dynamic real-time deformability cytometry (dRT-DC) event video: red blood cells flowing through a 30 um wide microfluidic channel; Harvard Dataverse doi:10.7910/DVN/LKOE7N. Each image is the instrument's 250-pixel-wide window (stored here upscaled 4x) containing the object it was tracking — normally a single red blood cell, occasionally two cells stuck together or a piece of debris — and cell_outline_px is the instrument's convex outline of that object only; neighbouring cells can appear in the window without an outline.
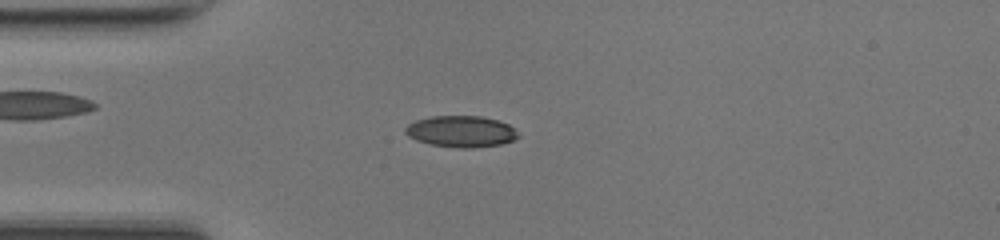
{"species": "common noctule bat (a hibernating species)", "species_latin": "Nyctalus noctula", "temperature_condition": "room temperature", "stored_images_in_passage": 43, "camera_frame_rate_fps": 3000, "um_per_image_px": 0.085, "animal": {"sex": "female", "body_mass_g": 17.0, "forearm_length_mm": 48.0}, "frame": {"image": 1, "passage_image": 7, "time_ms": 2.0, "image_size_px": [1000, 240], "cell_outline_px": [[520, 136], [512, 140], [500, 144], [472, 148], [460, 148], [432, 144], [416, 140], [408, 136], [404, 132], [404, 128], [408, 124], [416, 120], [432, 116], [480, 116], [496, 120], [508, 124]], "centroid_in_image_um": [39.15, 11.17], "position_along_channel_um": 45.8, "area_um2": 20.4}}
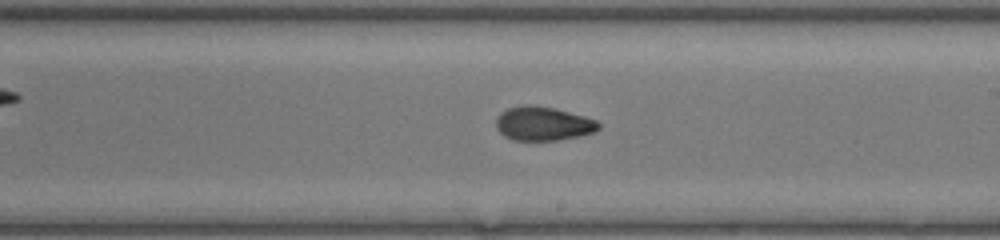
{"frame": {"image": 2, "passage_image": 22, "time_ms": 7.0, "image_size_px": [1000, 240], "cell_outline_px": [[600, 128], [592, 132], [580, 136], [560, 140], [512, 140], [504, 136], [496, 128], [496, 116], [500, 112], [508, 108], [524, 104], [532, 104], [552, 108], [584, 116], [596, 120], [600, 124]], "centroid_in_image_um": [46.13, 10.51], "position_along_channel_um": 242.9, "area_um2": 20.35}}
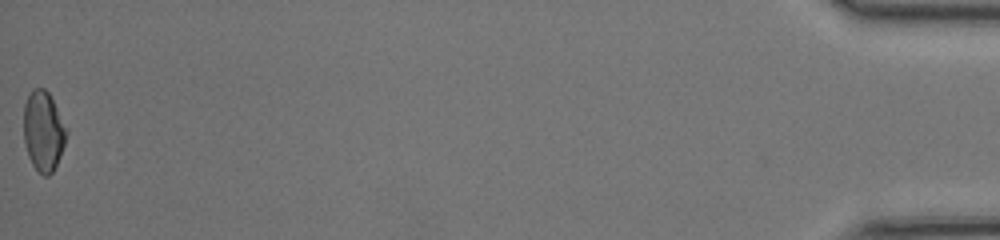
{"frame": {"image": 3, "passage_image": 43, "time_ms": 14.0, "image_size_px": [1000, 240], "cell_outline_px": [[68, 132], [60, 156], [52, 172], [48, 176], [44, 176], [32, 164], [28, 156], [24, 140], [24, 104], [32, 88], [44, 88], [48, 92], [68, 128]], "centroid_in_image_um": [3.69, 11.12], "position_along_channel_um": 431.5, "area_um2": 19.88}, "authors_computed_cell_mechanics": {"area_um2": 20.0566, "velocity_mm_per_s": 4.2541, "shape_relaxation_time_tau1_ms": 6.236, "shape_relaxation_time_tau2_ms": 3.4307, "deformation_change_tau1": 0.1904, "deformation_change_tau2": 0.0761}}